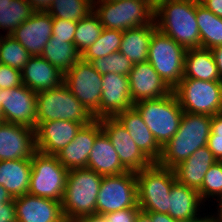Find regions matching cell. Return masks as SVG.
Masks as SVG:
<instances>
[{
  "label": "cell",
  "mask_w": 222,
  "mask_h": 222,
  "mask_svg": "<svg viewBox=\"0 0 222 222\" xmlns=\"http://www.w3.org/2000/svg\"><path fill=\"white\" fill-rule=\"evenodd\" d=\"M101 132L99 119L82 126L74 140L56 154L59 162L68 170L86 168L94 141Z\"/></svg>",
  "instance_id": "ffe728a7"
},
{
  "label": "cell",
  "mask_w": 222,
  "mask_h": 222,
  "mask_svg": "<svg viewBox=\"0 0 222 222\" xmlns=\"http://www.w3.org/2000/svg\"><path fill=\"white\" fill-rule=\"evenodd\" d=\"M41 57L65 74L81 59V53L77 50L74 43H67L64 40L51 37L44 46Z\"/></svg>",
  "instance_id": "4dcf8cb0"
},
{
  "label": "cell",
  "mask_w": 222,
  "mask_h": 222,
  "mask_svg": "<svg viewBox=\"0 0 222 222\" xmlns=\"http://www.w3.org/2000/svg\"><path fill=\"white\" fill-rule=\"evenodd\" d=\"M86 168L94 170L102 176L120 175L127 172L110 139L103 131L94 141Z\"/></svg>",
  "instance_id": "484cf974"
},
{
  "label": "cell",
  "mask_w": 222,
  "mask_h": 222,
  "mask_svg": "<svg viewBox=\"0 0 222 222\" xmlns=\"http://www.w3.org/2000/svg\"><path fill=\"white\" fill-rule=\"evenodd\" d=\"M129 132L137 147L153 162L157 163L162 147L144 123L139 112L133 107L114 116Z\"/></svg>",
  "instance_id": "7402d4cb"
},
{
  "label": "cell",
  "mask_w": 222,
  "mask_h": 222,
  "mask_svg": "<svg viewBox=\"0 0 222 222\" xmlns=\"http://www.w3.org/2000/svg\"><path fill=\"white\" fill-rule=\"evenodd\" d=\"M131 207H139L136 173L127 171L120 175L103 176L96 201V214Z\"/></svg>",
  "instance_id": "8fae6325"
},
{
  "label": "cell",
  "mask_w": 222,
  "mask_h": 222,
  "mask_svg": "<svg viewBox=\"0 0 222 222\" xmlns=\"http://www.w3.org/2000/svg\"><path fill=\"white\" fill-rule=\"evenodd\" d=\"M64 84L95 119L100 118L102 75L90 62L77 61L64 74Z\"/></svg>",
  "instance_id": "7c38bea8"
},
{
  "label": "cell",
  "mask_w": 222,
  "mask_h": 222,
  "mask_svg": "<svg viewBox=\"0 0 222 222\" xmlns=\"http://www.w3.org/2000/svg\"><path fill=\"white\" fill-rule=\"evenodd\" d=\"M196 20L200 32V48L212 49L222 45V18L213 14L198 0Z\"/></svg>",
  "instance_id": "f546056e"
},
{
  "label": "cell",
  "mask_w": 222,
  "mask_h": 222,
  "mask_svg": "<svg viewBox=\"0 0 222 222\" xmlns=\"http://www.w3.org/2000/svg\"><path fill=\"white\" fill-rule=\"evenodd\" d=\"M122 35L123 31L103 28L96 42L81 54V59L86 62H91L92 60L118 52Z\"/></svg>",
  "instance_id": "836d02e7"
},
{
  "label": "cell",
  "mask_w": 222,
  "mask_h": 222,
  "mask_svg": "<svg viewBox=\"0 0 222 222\" xmlns=\"http://www.w3.org/2000/svg\"><path fill=\"white\" fill-rule=\"evenodd\" d=\"M83 125L69 120H56L40 123L35 129L36 150L56 155L66 147Z\"/></svg>",
  "instance_id": "ac0fdd59"
},
{
  "label": "cell",
  "mask_w": 222,
  "mask_h": 222,
  "mask_svg": "<svg viewBox=\"0 0 222 222\" xmlns=\"http://www.w3.org/2000/svg\"><path fill=\"white\" fill-rule=\"evenodd\" d=\"M103 176L88 168L68 171L61 202L63 216L72 221L96 214V201Z\"/></svg>",
  "instance_id": "3957f363"
},
{
  "label": "cell",
  "mask_w": 222,
  "mask_h": 222,
  "mask_svg": "<svg viewBox=\"0 0 222 222\" xmlns=\"http://www.w3.org/2000/svg\"><path fill=\"white\" fill-rule=\"evenodd\" d=\"M94 0H52L47 12L53 19L78 22L93 11Z\"/></svg>",
  "instance_id": "d6a6232c"
},
{
  "label": "cell",
  "mask_w": 222,
  "mask_h": 222,
  "mask_svg": "<svg viewBox=\"0 0 222 222\" xmlns=\"http://www.w3.org/2000/svg\"><path fill=\"white\" fill-rule=\"evenodd\" d=\"M31 175L28 194L62 202L68 169L56 155L36 151L31 158Z\"/></svg>",
  "instance_id": "ba28073f"
},
{
  "label": "cell",
  "mask_w": 222,
  "mask_h": 222,
  "mask_svg": "<svg viewBox=\"0 0 222 222\" xmlns=\"http://www.w3.org/2000/svg\"><path fill=\"white\" fill-rule=\"evenodd\" d=\"M135 222H152V221L150 219V216L146 212L140 210L135 219Z\"/></svg>",
  "instance_id": "db71d44e"
},
{
  "label": "cell",
  "mask_w": 222,
  "mask_h": 222,
  "mask_svg": "<svg viewBox=\"0 0 222 222\" xmlns=\"http://www.w3.org/2000/svg\"><path fill=\"white\" fill-rule=\"evenodd\" d=\"M53 18L47 11L33 15L11 34L31 56H41L44 46L52 37Z\"/></svg>",
  "instance_id": "2e32d148"
},
{
  "label": "cell",
  "mask_w": 222,
  "mask_h": 222,
  "mask_svg": "<svg viewBox=\"0 0 222 222\" xmlns=\"http://www.w3.org/2000/svg\"><path fill=\"white\" fill-rule=\"evenodd\" d=\"M186 49L156 29L149 43L147 61L173 90L183 78Z\"/></svg>",
  "instance_id": "30bf717a"
},
{
  "label": "cell",
  "mask_w": 222,
  "mask_h": 222,
  "mask_svg": "<svg viewBox=\"0 0 222 222\" xmlns=\"http://www.w3.org/2000/svg\"><path fill=\"white\" fill-rule=\"evenodd\" d=\"M183 78H193L202 81H221L210 49L193 48L186 50Z\"/></svg>",
  "instance_id": "83f0119b"
},
{
  "label": "cell",
  "mask_w": 222,
  "mask_h": 222,
  "mask_svg": "<svg viewBox=\"0 0 222 222\" xmlns=\"http://www.w3.org/2000/svg\"><path fill=\"white\" fill-rule=\"evenodd\" d=\"M133 107L161 147L178 131L184 112L173 91L162 98L138 101Z\"/></svg>",
  "instance_id": "277c9868"
},
{
  "label": "cell",
  "mask_w": 222,
  "mask_h": 222,
  "mask_svg": "<svg viewBox=\"0 0 222 222\" xmlns=\"http://www.w3.org/2000/svg\"><path fill=\"white\" fill-rule=\"evenodd\" d=\"M156 29L155 21H153L150 25L123 31L119 52L125 55L132 64L147 61L150 39Z\"/></svg>",
  "instance_id": "f1b7e54d"
},
{
  "label": "cell",
  "mask_w": 222,
  "mask_h": 222,
  "mask_svg": "<svg viewBox=\"0 0 222 222\" xmlns=\"http://www.w3.org/2000/svg\"><path fill=\"white\" fill-rule=\"evenodd\" d=\"M0 120L3 122V119H2V108H1V105H0Z\"/></svg>",
  "instance_id": "6f0895ef"
},
{
  "label": "cell",
  "mask_w": 222,
  "mask_h": 222,
  "mask_svg": "<svg viewBox=\"0 0 222 222\" xmlns=\"http://www.w3.org/2000/svg\"><path fill=\"white\" fill-rule=\"evenodd\" d=\"M146 1L155 10L160 4L170 0H146Z\"/></svg>",
  "instance_id": "11a10c76"
},
{
  "label": "cell",
  "mask_w": 222,
  "mask_h": 222,
  "mask_svg": "<svg viewBox=\"0 0 222 222\" xmlns=\"http://www.w3.org/2000/svg\"><path fill=\"white\" fill-rule=\"evenodd\" d=\"M13 198L8 193V191L0 185V205H4L5 203L11 202Z\"/></svg>",
  "instance_id": "816d5d0a"
},
{
  "label": "cell",
  "mask_w": 222,
  "mask_h": 222,
  "mask_svg": "<svg viewBox=\"0 0 222 222\" xmlns=\"http://www.w3.org/2000/svg\"><path fill=\"white\" fill-rule=\"evenodd\" d=\"M21 76L22 83L36 93L64 83V73L41 56H32L21 70Z\"/></svg>",
  "instance_id": "603a6c76"
},
{
  "label": "cell",
  "mask_w": 222,
  "mask_h": 222,
  "mask_svg": "<svg viewBox=\"0 0 222 222\" xmlns=\"http://www.w3.org/2000/svg\"><path fill=\"white\" fill-rule=\"evenodd\" d=\"M211 134L216 138H222V112L212 116Z\"/></svg>",
  "instance_id": "f6af8a7d"
},
{
  "label": "cell",
  "mask_w": 222,
  "mask_h": 222,
  "mask_svg": "<svg viewBox=\"0 0 222 222\" xmlns=\"http://www.w3.org/2000/svg\"><path fill=\"white\" fill-rule=\"evenodd\" d=\"M128 80L133 103L162 98L172 92L148 61L133 64Z\"/></svg>",
  "instance_id": "e0dca14e"
},
{
  "label": "cell",
  "mask_w": 222,
  "mask_h": 222,
  "mask_svg": "<svg viewBox=\"0 0 222 222\" xmlns=\"http://www.w3.org/2000/svg\"><path fill=\"white\" fill-rule=\"evenodd\" d=\"M203 205V206H202ZM196 189L187 187L177 181L172 185L168 198V214L180 222H188L207 210ZM205 209V210H201Z\"/></svg>",
  "instance_id": "d4e9b609"
},
{
  "label": "cell",
  "mask_w": 222,
  "mask_h": 222,
  "mask_svg": "<svg viewBox=\"0 0 222 222\" xmlns=\"http://www.w3.org/2000/svg\"><path fill=\"white\" fill-rule=\"evenodd\" d=\"M201 200L205 203L215 201L222 195V162H215L204 176L201 188L198 190ZM211 198V199H209ZM209 199V200H208Z\"/></svg>",
  "instance_id": "8d00e7d4"
},
{
  "label": "cell",
  "mask_w": 222,
  "mask_h": 222,
  "mask_svg": "<svg viewBox=\"0 0 222 222\" xmlns=\"http://www.w3.org/2000/svg\"><path fill=\"white\" fill-rule=\"evenodd\" d=\"M141 209L139 207H131L118 210L105 215L108 222H135V219Z\"/></svg>",
  "instance_id": "60d3db41"
},
{
  "label": "cell",
  "mask_w": 222,
  "mask_h": 222,
  "mask_svg": "<svg viewBox=\"0 0 222 222\" xmlns=\"http://www.w3.org/2000/svg\"><path fill=\"white\" fill-rule=\"evenodd\" d=\"M210 50L213 54V57H214V60H215V63H216V66L218 68V72L220 75V79L222 81V45L216 46Z\"/></svg>",
  "instance_id": "7dc6e473"
},
{
  "label": "cell",
  "mask_w": 222,
  "mask_h": 222,
  "mask_svg": "<svg viewBox=\"0 0 222 222\" xmlns=\"http://www.w3.org/2000/svg\"><path fill=\"white\" fill-rule=\"evenodd\" d=\"M0 222H17L14 199L11 202L0 205Z\"/></svg>",
  "instance_id": "b9f144b4"
},
{
  "label": "cell",
  "mask_w": 222,
  "mask_h": 222,
  "mask_svg": "<svg viewBox=\"0 0 222 222\" xmlns=\"http://www.w3.org/2000/svg\"><path fill=\"white\" fill-rule=\"evenodd\" d=\"M76 222H108V220L105 217V215L92 214V215L84 216Z\"/></svg>",
  "instance_id": "f907efd6"
},
{
  "label": "cell",
  "mask_w": 222,
  "mask_h": 222,
  "mask_svg": "<svg viewBox=\"0 0 222 222\" xmlns=\"http://www.w3.org/2000/svg\"><path fill=\"white\" fill-rule=\"evenodd\" d=\"M35 12L27 0H0V30L11 35Z\"/></svg>",
  "instance_id": "1f68e13d"
},
{
  "label": "cell",
  "mask_w": 222,
  "mask_h": 222,
  "mask_svg": "<svg viewBox=\"0 0 222 222\" xmlns=\"http://www.w3.org/2000/svg\"><path fill=\"white\" fill-rule=\"evenodd\" d=\"M90 63L101 75L113 72L128 76L133 66L132 62L119 51L92 60Z\"/></svg>",
  "instance_id": "74e56055"
},
{
  "label": "cell",
  "mask_w": 222,
  "mask_h": 222,
  "mask_svg": "<svg viewBox=\"0 0 222 222\" xmlns=\"http://www.w3.org/2000/svg\"><path fill=\"white\" fill-rule=\"evenodd\" d=\"M207 147L218 161L222 159V138H216L210 133Z\"/></svg>",
  "instance_id": "7bdbcfd3"
},
{
  "label": "cell",
  "mask_w": 222,
  "mask_h": 222,
  "mask_svg": "<svg viewBox=\"0 0 222 222\" xmlns=\"http://www.w3.org/2000/svg\"><path fill=\"white\" fill-rule=\"evenodd\" d=\"M159 31L186 50L200 48V32L196 20V0H170L154 10Z\"/></svg>",
  "instance_id": "7a4b0ae2"
},
{
  "label": "cell",
  "mask_w": 222,
  "mask_h": 222,
  "mask_svg": "<svg viewBox=\"0 0 222 222\" xmlns=\"http://www.w3.org/2000/svg\"><path fill=\"white\" fill-rule=\"evenodd\" d=\"M152 222H180L173 219L169 214L158 213V212H146Z\"/></svg>",
  "instance_id": "bcb514c9"
},
{
  "label": "cell",
  "mask_w": 222,
  "mask_h": 222,
  "mask_svg": "<svg viewBox=\"0 0 222 222\" xmlns=\"http://www.w3.org/2000/svg\"><path fill=\"white\" fill-rule=\"evenodd\" d=\"M35 11H47L52 0H27Z\"/></svg>",
  "instance_id": "c3c4849f"
},
{
  "label": "cell",
  "mask_w": 222,
  "mask_h": 222,
  "mask_svg": "<svg viewBox=\"0 0 222 222\" xmlns=\"http://www.w3.org/2000/svg\"><path fill=\"white\" fill-rule=\"evenodd\" d=\"M215 202L217 203L216 204L217 206L215 205L217 211L216 212L214 211V213H216L215 214L216 220L217 222H222V195L214 201V204Z\"/></svg>",
  "instance_id": "f5cc1de1"
},
{
  "label": "cell",
  "mask_w": 222,
  "mask_h": 222,
  "mask_svg": "<svg viewBox=\"0 0 222 222\" xmlns=\"http://www.w3.org/2000/svg\"><path fill=\"white\" fill-rule=\"evenodd\" d=\"M36 127L42 122L69 120L83 126L95 118L63 83L61 86L37 92Z\"/></svg>",
  "instance_id": "5b68a950"
},
{
  "label": "cell",
  "mask_w": 222,
  "mask_h": 222,
  "mask_svg": "<svg viewBox=\"0 0 222 222\" xmlns=\"http://www.w3.org/2000/svg\"><path fill=\"white\" fill-rule=\"evenodd\" d=\"M93 12L105 29L125 31L154 21V9L146 0H94Z\"/></svg>",
  "instance_id": "8992f818"
},
{
  "label": "cell",
  "mask_w": 222,
  "mask_h": 222,
  "mask_svg": "<svg viewBox=\"0 0 222 222\" xmlns=\"http://www.w3.org/2000/svg\"><path fill=\"white\" fill-rule=\"evenodd\" d=\"M213 14L222 18V0H199Z\"/></svg>",
  "instance_id": "ee69618b"
},
{
  "label": "cell",
  "mask_w": 222,
  "mask_h": 222,
  "mask_svg": "<svg viewBox=\"0 0 222 222\" xmlns=\"http://www.w3.org/2000/svg\"><path fill=\"white\" fill-rule=\"evenodd\" d=\"M128 76L117 73L102 75L100 98V118L114 117L116 114L133 108Z\"/></svg>",
  "instance_id": "d6986e66"
},
{
  "label": "cell",
  "mask_w": 222,
  "mask_h": 222,
  "mask_svg": "<svg viewBox=\"0 0 222 222\" xmlns=\"http://www.w3.org/2000/svg\"><path fill=\"white\" fill-rule=\"evenodd\" d=\"M13 199L17 222H59L64 218L61 202L30 194Z\"/></svg>",
  "instance_id": "44dd1931"
},
{
  "label": "cell",
  "mask_w": 222,
  "mask_h": 222,
  "mask_svg": "<svg viewBox=\"0 0 222 222\" xmlns=\"http://www.w3.org/2000/svg\"><path fill=\"white\" fill-rule=\"evenodd\" d=\"M217 161L207 146L199 148L189 158L173 168L176 181L199 190L206 172Z\"/></svg>",
  "instance_id": "cb8c5ba5"
},
{
  "label": "cell",
  "mask_w": 222,
  "mask_h": 222,
  "mask_svg": "<svg viewBox=\"0 0 222 222\" xmlns=\"http://www.w3.org/2000/svg\"><path fill=\"white\" fill-rule=\"evenodd\" d=\"M212 116L183 112L176 134L162 147L157 162L173 169L189 158L197 149L207 146Z\"/></svg>",
  "instance_id": "6da1fadb"
},
{
  "label": "cell",
  "mask_w": 222,
  "mask_h": 222,
  "mask_svg": "<svg viewBox=\"0 0 222 222\" xmlns=\"http://www.w3.org/2000/svg\"><path fill=\"white\" fill-rule=\"evenodd\" d=\"M31 170V160L0 161V185L12 198L28 194Z\"/></svg>",
  "instance_id": "4316f807"
},
{
  "label": "cell",
  "mask_w": 222,
  "mask_h": 222,
  "mask_svg": "<svg viewBox=\"0 0 222 222\" xmlns=\"http://www.w3.org/2000/svg\"><path fill=\"white\" fill-rule=\"evenodd\" d=\"M172 91L184 112L209 116L222 112V81L182 78Z\"/></svg>",
  "instance_id": "9c48e42d"
},
{
  "label": "cell",
  "mask_w": 222,
  "mask_h": 222,
  "mask_svg": "<svg viewBox=\"0 0 222 222\" xmlns=\"http://www.w3.org/2000/svg\"><path fill=\"white\" fill-rule=\"evenodd\" d=\"M35 129L7 122L0 124V161L31 160L36 152Z\"/></svg>",
  "instance_id": "9a60e30c"
},
{
  "label": "cell",
  "mask_w": 222,
  "mask_h": 222,
  "mask_svg": "<svg viewBox=\"0 0 222 222\" xmlns=\"http://www.w3.org/2000/svg\"><path fill=\"white\" fill-rule=\"evenodd\" d=\"M77 22L64 19H53L52 38L74 43Z\"/></svg>",
  "instance_id": "f35d334b"
},
{
  "label": "cell",
  "mask_w": 222,
  "mask_h": 222,
  "mask_svg": "<svg viewBox=\"0 0 222 222\" xmlns=\"http://www.w3.org/2000/svg\"><path fill=\"white\" fill-rule=\"evenodd\" d=\"M103 31L98 16L92 11L88 16L77 22L74 34V45L82 54L89 46L94 44Z\"/></svg>",
  "instance_id": "d590c367"
},
{
  "label": "cell",
  "mask_w": 222,
  "mask_h": 222,
  "mask_svg": "<svg viewBox=\"0 0 222 222\" xmlns=\"http://www.w3.org/2000/svg\"><path fill=\"white\" fill-rule=\"evenodd\" d=\"M102 131L110 139L122 166L130 172H139L153 162L137 147L129 132L115 117L99 118Z\"/></svg>",
  "instance_id": "4fadbf2b"
},
{
  "label": "cell",
  "mask_w": 222,
  "mask_h": 222,
  "mask_svg": "<svg viewBox=\"0 0 222 222\" xmlns=\"http://www.w3.org/2000/svg\"><path fill=\"white\" fill-rule=\"evenodd\" d=\"M59 222H75V221H72L71 219H67V218H63L61 221Z\"/></svg>",
  "instance_id": "9f6ffc18"
},
{
  "label": "cell",
  "mask_w": 222,
  "mask_h": 222,
  "mask_svg": "<svg viewBox=\"0 0 222 222\" xmlns=\"http://www.w3.org/2000/svg\"><path fill=\"white\" fill-rule=\"evenodd\" d=\"M139 208L144 212L168 214V198L176 182L173 169L153 163L136 172Z\"/></svg>",
  "instance_id": "52a82bcc"
},
{
  "label": "cell",
  "mask_w": 222,
  "mask_h": 222,
  "mask_svg": "<svg viewBox=\"0 0 222 222\" xmlns=\"http://www.w3.org/2000/svg\"><path fill=\"white\" fill-rule=\"evenodd\" d=\"M188 222H217V220H216V217H215V213H212V212L210 213L209 212V214H208V212H207V213L199 214L197 217L192 218Z\"/></svg>",
  "instance_id": "681fc988"
},
{
  "label": "cell",
  "mask_w": 222,
  "mask_h": 222,
  "mask_svg": "<svg viewBox=\"0 0 222 222\" xmlns=\"http://www.w3.org/2000/svg\"><path fill=\"white\" fill-rule=\"evenodd\" d=\"M19 69L0 64V89H11L22 85Z\"/></svg>",
  "instance_id": "ab89813d"
},
{
  "label": "cell",
  "mask_w": 222,
  "mask_h": 222,
  "mask_svg": "<svg viewBox=\"0 0 222 222\" xmlns=\"http://www.w3.org/2000/svg\"><path fill=\"white\" fill-rule=\"evenodd\" d=\"M3 122L36 129L37 93L22 84L11 89H0Z\"/></svg>",
  "instance_id": "5bb4252c"
},
{
  "label": "cell",
  "mask_w": 222,
  "mask_h": 222,
  "mask_svg": "<svg viewBox=\"0 0 222 222\" xmlns=\"http://www.w3.org/2000/svg\"><path fill=\"white\" fill-rule=\"evenodd\" d=\"M31 57L30 53L14 37L0 34V64L21 71Z\"/></svg>",
  "instance_id": "e575fe53"
}]
</instances>
